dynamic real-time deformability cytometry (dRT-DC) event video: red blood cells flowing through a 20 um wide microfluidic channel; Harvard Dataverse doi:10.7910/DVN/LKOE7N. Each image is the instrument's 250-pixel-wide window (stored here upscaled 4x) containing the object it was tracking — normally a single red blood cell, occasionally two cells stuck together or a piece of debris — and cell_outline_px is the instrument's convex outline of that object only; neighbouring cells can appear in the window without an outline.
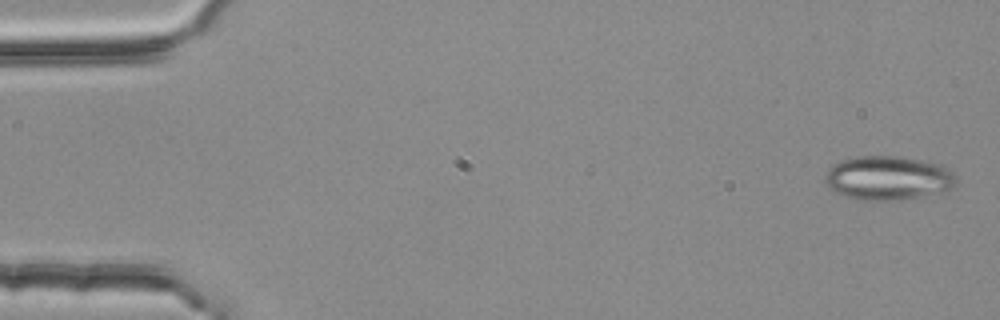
{"species": "common noctule bat (a hibernating species)", "species_latin": "Nyctalus noctula", "temperature_condition": "room temperature", "stored_images_in_passage": 4, "camera_frame_rate_fps": 3000, "um_per_image_px": 0.085, "animal": {"sex": "female", "body_mass_g": 25.1}, "frame": {"image": 1, "passage_image": 1, "time_ms": 0.0, "image_size_px": [1000, 320], "cell_outline_px": [[956, 184], [952, 188], [920, 196], [900, 200], [860, 200], [844, 196], [828, 188], [824, 180], [832, 164], [840, 160], [856, 156], [896, 156], [924, 160], [940, 164], [948, 168], [956, 176]], "centroid_in_image_um": [75.46, 15.12], "position_along_channel_um": 9.5, "area_um2": 33.7}}